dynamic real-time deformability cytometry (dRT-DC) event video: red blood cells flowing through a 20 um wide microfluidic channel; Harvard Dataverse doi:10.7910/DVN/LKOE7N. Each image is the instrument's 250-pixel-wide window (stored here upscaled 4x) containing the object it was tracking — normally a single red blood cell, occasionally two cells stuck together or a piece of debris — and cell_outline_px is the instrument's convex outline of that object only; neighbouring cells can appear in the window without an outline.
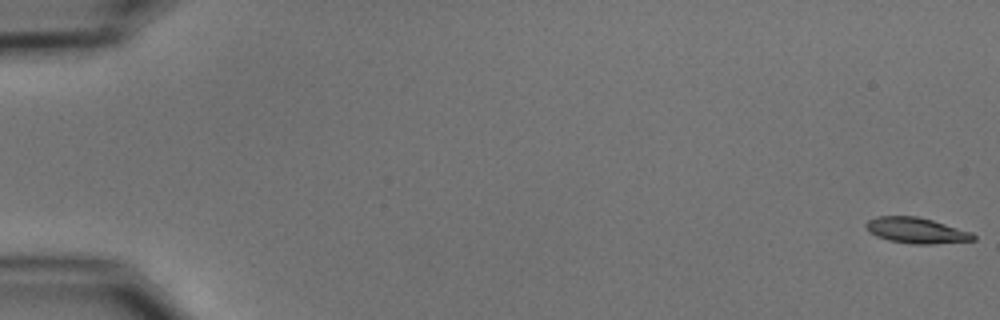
{"species": "common noctule bat (a hibernating species)", "species_latin": "Nyctalus noctula", "temperature_condition": "cold", "stored_images_in_passage": 12, "camera_frame_rate_fps": 3000, "um_per_image_px": 0.085, "animal": {"sex": "male", "body_mass_g": 15.6}, "frame": {"image": 1, "passage_image": 1, "time_ms": 0.0, "image_size_px": [1000, 320], "cell_outline_px": [[976, 240], [932, 244], [912, 244], [888, 240], [876, 236], [868, 232], [864, 228], [864, 224], [868, 220], [876, 216], [916, 216], [932, 220], [972, 232], [976, 236]], "centroid_in_image_um": [77.85, 19.59], "position_along_channel_um": 7.1, "area_um2": 16.24}}